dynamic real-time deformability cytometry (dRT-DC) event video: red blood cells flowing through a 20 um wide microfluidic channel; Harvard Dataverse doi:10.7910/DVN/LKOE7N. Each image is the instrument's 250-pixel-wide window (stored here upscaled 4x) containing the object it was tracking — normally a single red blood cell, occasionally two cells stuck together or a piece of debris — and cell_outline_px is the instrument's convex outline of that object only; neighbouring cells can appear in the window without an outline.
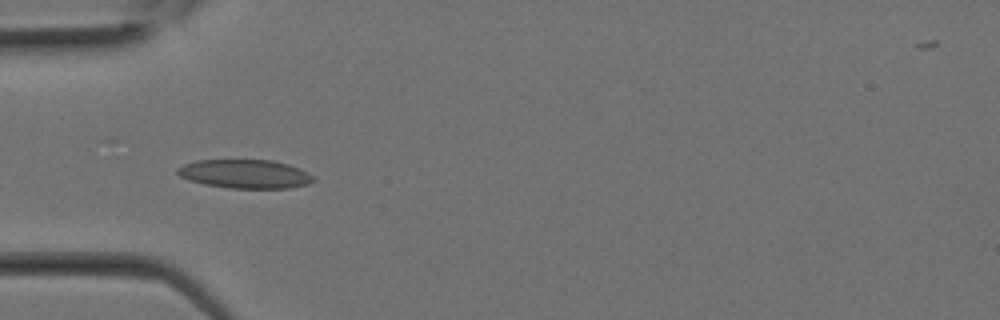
{"species": "Egyptian fruit bat (a non-hibernating species)", "species_latin": "Rousettus aegyptiacus", "temperature_condition": "room temperature", "stored_images_in_passage": 9, "camera_frame_rate_fps": 3000, "um_per_image_px": 0.085, "animal": {"sex": "female"}, "frame": {"image": 1, "passage_image": 1, "time_ms": 0.0, "image_size_px": [1000, 320], "cell_outline_px": [[316, 180], [308, 184], [288, 188], [228, 188], [204, 184], [188, 180], [180, 176], [176, 172], [176, 168], [184, 164], [196, 160], [272, 160], [288, 164], [300, 168], [308, 172]], "centroid_in_image_um": [20.82, 14.78], "position_along_channel_um": 64.2, "area_um2": 22.89}}
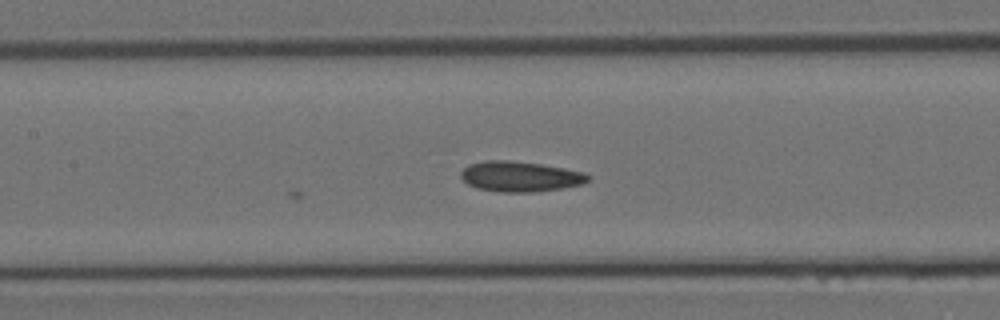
{"frame": {"image": 2, "passage_image": 5, "time_ms": 1.333, "image_size_px": [1000, 320], "cell_outline_px": [[592, 176], [588, 180], [580, 184], [560, 188], [536, 192], [504, 192], [476, 188], [468, 184], [460, 176], [460, 172], [468, 164], [484, 160], [508, 160], [540, 164], [564, 168], [584, 172]], "centroid_in_image_um": [44.18, 14.99], "position_along_channel_um": 163.2, "area_um2": 22.43}}
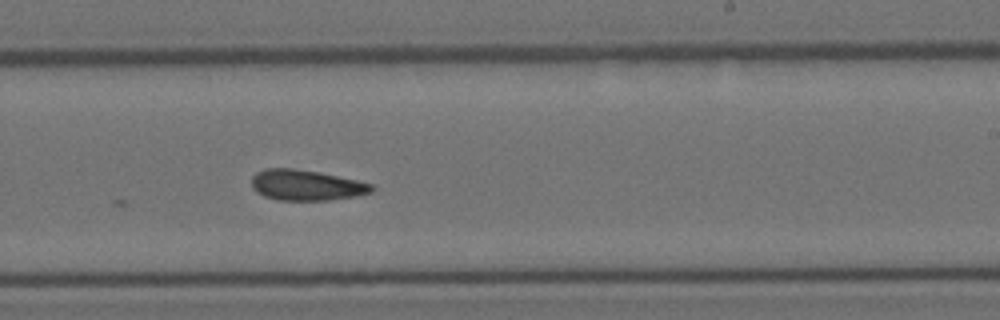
{"frame": {"image": 3, "passage_image": 9, "time_ms": 2.667, "image_size_px": [1000, 320], "cell_outline_px": [[376, 188], [372, 192], [356, 196], [328, 200], [276, 200], [264, 196], [256, 192], [252, 188], [252, 176], [256, 172], [264, 168], [292, 168], [320, 172], [356, 180], [372, 184]], "centroid_in_image_um": [26.01, 15.73], "position_along_channel_um": 263.0, "area_um2": 21.56}}